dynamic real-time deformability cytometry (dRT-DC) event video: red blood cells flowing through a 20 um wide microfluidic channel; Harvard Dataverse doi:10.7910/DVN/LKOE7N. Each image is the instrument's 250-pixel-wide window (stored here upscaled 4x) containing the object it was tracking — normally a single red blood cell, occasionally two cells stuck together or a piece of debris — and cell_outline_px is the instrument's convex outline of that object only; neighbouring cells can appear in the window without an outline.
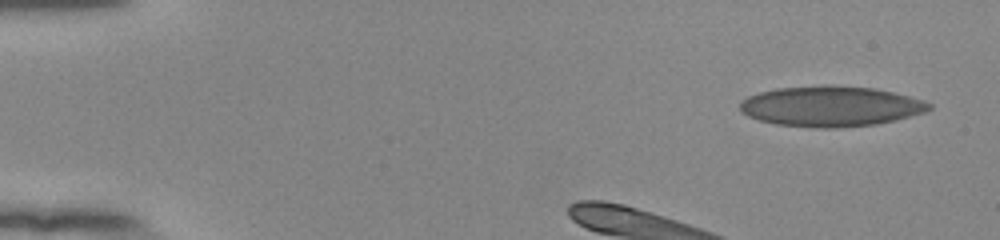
{"species": "human", "species_latin": "Homo sapiens", "temperature_condition": "room temperature", "stored_images_in_passage": 39, "camera_frame_rate_fps": 3000, "um_per_image_px": 0.085, "donor": {"sex": "female"}, "frame": {"image": 1, "passage_image": 1, "time_ms": 0.0, "image_size_px": [1000, 240], "cell_outline_px": [[932, 108], [924, 112], [876, 124], [832, 128], [820, 128], [776, 124], [760, 120], [748, 116], [740, 112], [740, 104], [748, 96], [760, 92], [776, 88], [824, 84], [832, 84], [876, 88], [924, 100], [932, 104]], "centroid_in_image_um": [70.6, 9.01], "position_along_channel_um": 14.4, "area_um2": 44.56}}
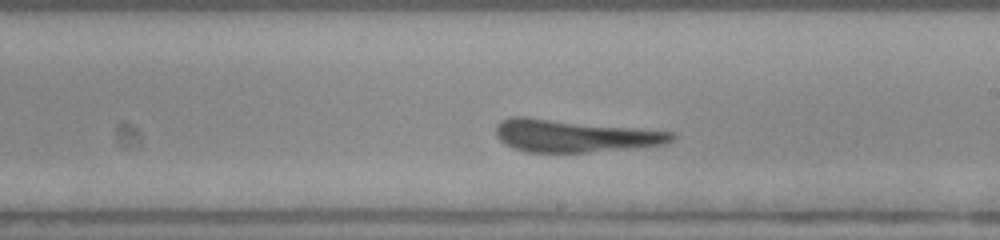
{"frame": {"image": 2, "passage_image": 23, "time_ms": 7.333, "image_size_px": [1000, 240], "cell_outline_px": [[676, 136], [672, 140], [664, 144], [628, 148], [588, 152], [524, 152], [504, 144], [496, 136], [496, 124], [500, 120], [512, 116], [524, 116], [676, 132]], "centroid_in_image_um": [48.77, 11.53], "position_along_channel_um": 240.2, "area_um2": 33.29}}
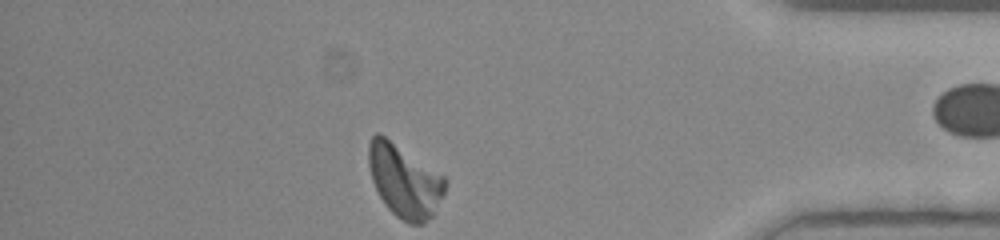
{"frame": {"image": 3, "passage_image": 38, "time_ms": 12.333, "image_size_px": [1000, 240], "cell_outline_px": [[444, 196], [432, 216], [424, 224], [408, 224], [396, 216], [384, 204], [372, 180], [368, 164], [368, 144], [372, 136], [376, 132], [380, 132], [444, 176]], "centroid_in_image_um": [34.35, 15.37], "position_along_channel_um": 400.8, "area_um2": 32.43}}